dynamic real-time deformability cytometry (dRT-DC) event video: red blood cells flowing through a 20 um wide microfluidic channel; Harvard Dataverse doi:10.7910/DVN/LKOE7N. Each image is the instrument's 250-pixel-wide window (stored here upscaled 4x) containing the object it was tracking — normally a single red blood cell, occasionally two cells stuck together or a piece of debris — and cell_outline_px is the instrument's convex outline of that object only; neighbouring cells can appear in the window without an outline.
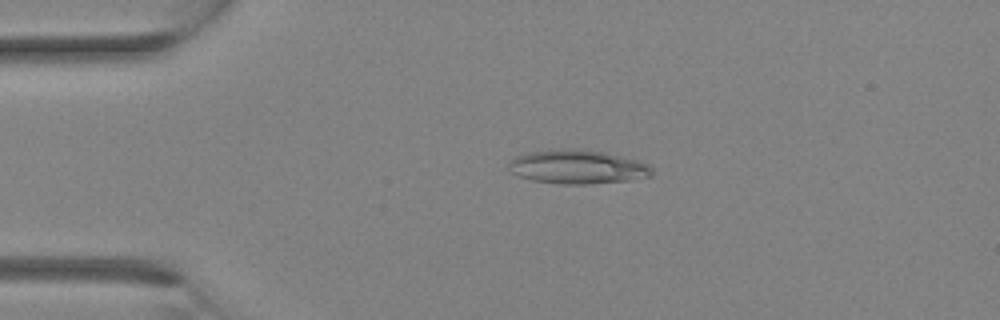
{"species": "Egyptian fruit bat (a non-hibernating species)", "species_latin": "Rousettus aegyptiacus", "temperature_condition": "room temperature", "stored_images_in_passage": 23, "camera_frame_rate_fps": 3000, "um_per_image_px": 0.085, "animal": {"sex": "female"}, "frame": {"image": 1, "passage_image": 2, "time_ms": 0.333, "image_size_px": [1000, 320], "cell_outline_px": [[652, 176], [628, 180], [588, 184], [560, 184], [532, 180], [520, 176], [512, 172], [508, 168], [508, 160], [516, 156], [532, 152], [564, 148], [576, 148], [604, 152], [636, 160], [648, 164], [652, 168]], "centroid_in_image_um": [49.07, 14.18], "position_along_channel_um": 35.9, "area_um2": 28.21}}
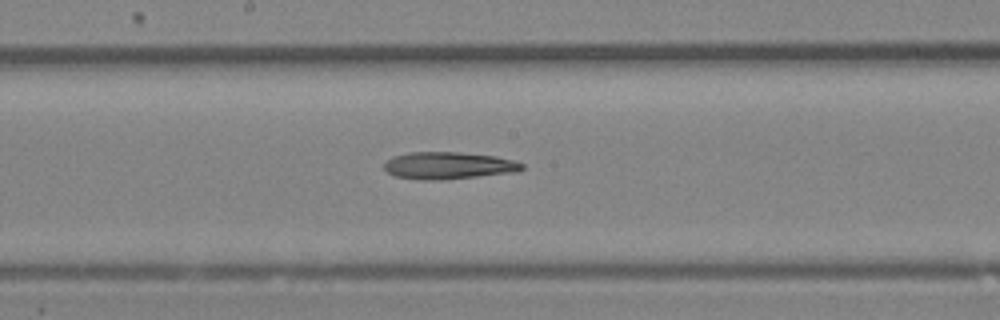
{"frame": {"image": 2, "passage_image": 12, "time_ms": 3.667, "image_size_px": [1000, 320], "cell_outline_px": [[524, 168], [516, 172], [448, 180], [420, 180], [396, 176], [388, 172], [384, 168], [384, 164], [392, 156], [408, 152], [460, 152], [496, 156], [512, 160], [524, 164]], "centroid_in_image_um": [38.13, 14.08], "position_along_channel_um": 210.1, "area_um2": 22.02}}
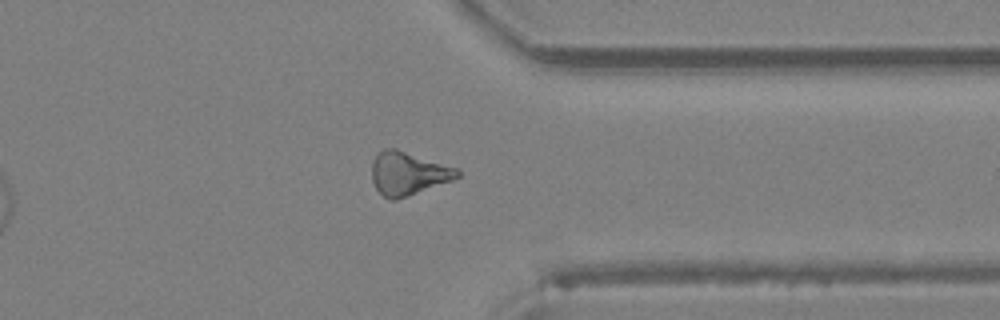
{"frame": {"image": 3, "passage_image": 20, "time_ms": 6.333, "image_size_px": [1000, 320], "cell_outline_px": [[460, 176], [452, 180], [408, 196], [396, 200], [392, 200], [384, 196], [376, 188], [372, 180], [372, 160], [384, 148], [396, 148], [460, 168]], "centroid_in_image_um": [34.71, 14.73], "position_along_channel_um": 376.7, "area_um2": 21.62}}